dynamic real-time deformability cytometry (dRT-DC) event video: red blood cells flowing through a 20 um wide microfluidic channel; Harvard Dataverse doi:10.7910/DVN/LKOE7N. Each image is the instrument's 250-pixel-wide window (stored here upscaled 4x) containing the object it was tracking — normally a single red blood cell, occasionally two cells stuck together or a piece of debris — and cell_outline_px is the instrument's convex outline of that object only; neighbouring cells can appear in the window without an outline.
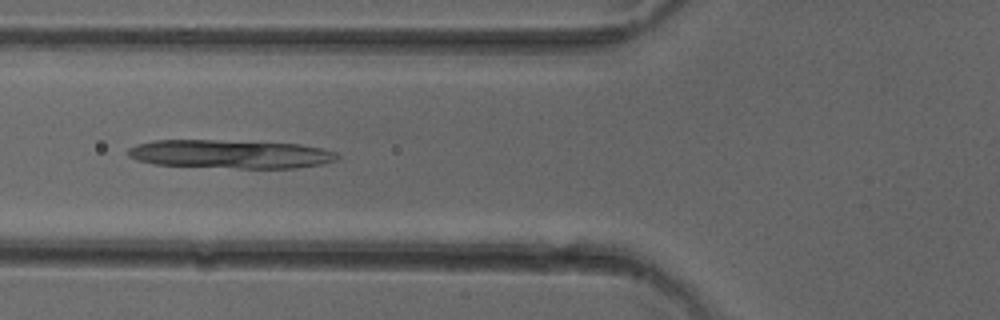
{"species": "common noctule bat (a hibernating species)", "species_latin": "Nyctalus noctula", "temperature_condition": "cold", "stored_images_in_passage": 50, "camera_frame_rate_fps": 3000, "um_per_image_px": 0.085, "animal": {"sex": "female"}, "frame": {"image": 1, "passage_image": 19, "time_ms": 6.0, "image_size_px": [1000, 320], "cell_outline_px": [[340, 156], [336, 160], [320, 164], [296, 168], [240, 168], [156, 164], [136, 160], [128, 156], [128, 148], [136, 144], [152, 140], [216, 140], [300, 144], [320, 148], [336, 152]], "centroid_in_image_um": [19.56, 13.09], "position_along_channel_um": 106.2, "area_um2": 34.68}}
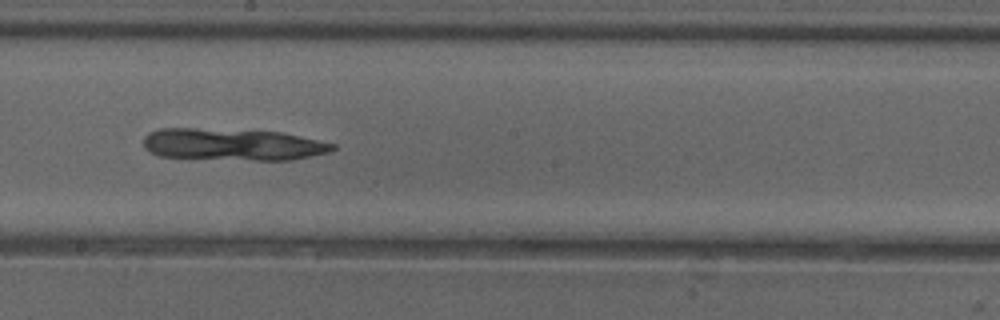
{"frame": {"image": 2, "passage_image": 28, "time_ms": 9.0, "image_size_px": [1000, 320], "cell_outline_px": [[336, 148], [328, 152], [292, 160], [256, 160], [160, 156], [148, 152], [144, 148], [144, 136], [148, 132], [160, 128], [196, 128], [280, 132], [300, 136], [336, 144]], "centroid_in_image_um": [19.74, 12.27], "position_along_channel_um": 228.5, "area_um2": 35.03}}
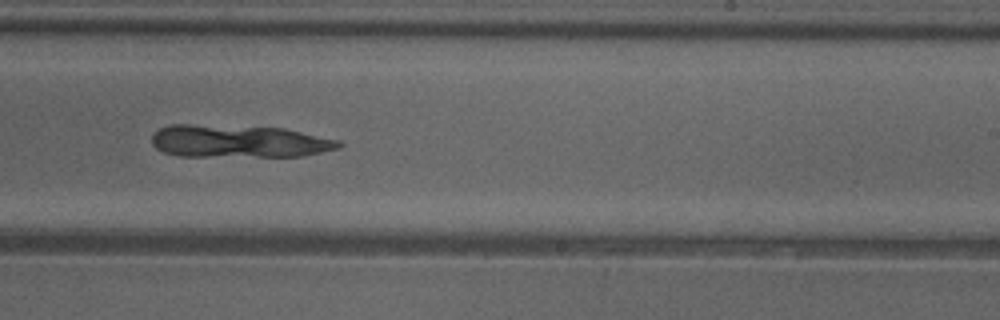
{"frame": {"image": 3, "passage_image": 31, "time_ms": 10.0, "image_size_px": [1000, 320], "cell_outline_px": [[344, 144], [340, 148], [300, 156], [180, 156], [164, 152], [156, 148], [152, 144], [152, 136], [160, 128], [168, 124], [188, 124], [284, 128], [340, 140]], "centroid_in_image_um": [20.3, 12.0], "position_along_channel_um": 268.7, "area_um2": 35.55}}